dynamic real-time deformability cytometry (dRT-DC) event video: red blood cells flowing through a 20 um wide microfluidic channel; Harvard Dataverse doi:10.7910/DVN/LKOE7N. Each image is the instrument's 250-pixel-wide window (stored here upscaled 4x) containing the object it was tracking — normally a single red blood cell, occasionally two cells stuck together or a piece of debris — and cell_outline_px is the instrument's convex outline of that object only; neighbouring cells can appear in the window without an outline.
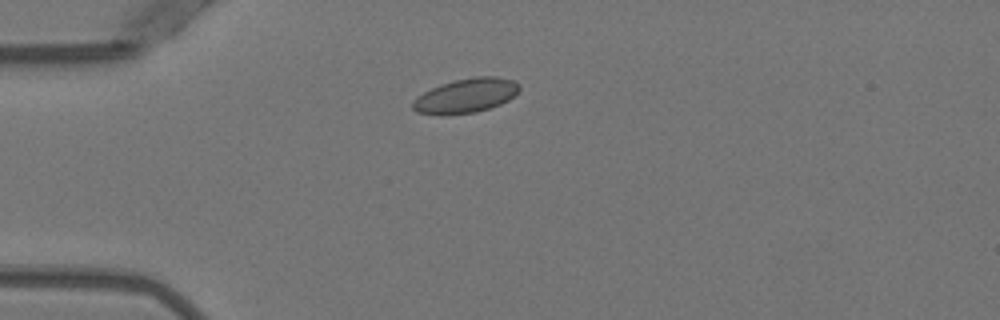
{"species": "Egyptian fruit bat (a non-hibernating species)", "species_latin": "Rousettus aegyptiacus", "temperature_condition": "warm", "stored_images_in_passage": 39, "camera_frame_rate_fps": 3000, "um_per_image_px": 0.085, "animal": {"sex": "female"}, "frame": {"image": 1, "passage_image": 1, "time_ms": 0.0, "image_size_px": [1000, 320], "cell_outline_px": [[520, 88], [508, 100], [500, 104], [476, 112], [444, 116], [440, 116], [416, 112], [412, 108], [412, 100], [416, 96], [440, 84], [456, 80], [476, 76], [496, 76], [516, 80], [520, 84]], "centroid_in_image_um": [39.57, 8.14], "position_along_channel_um": 45.4, "area_um2": 21.62}}
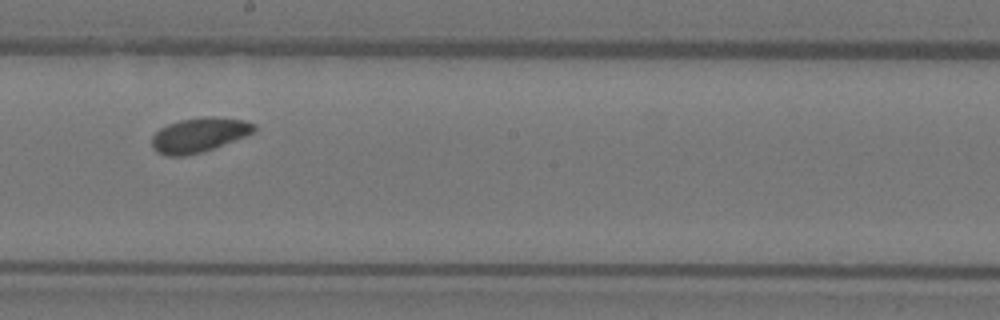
{"frame": {"image": 2, "passage_image": 17, "time_ms": 5.333, "image_size_px": [1000, 320], "cell_outline_px": [[256, 128], [252, 132], [244, 136], [212, 148], [200, 152], [184, 156], [164, 156], [156, 152], [152, 148], [152, 136], [160, 128], [168, 124], [180, 120], [204, 116], [216, 116], [244, 120], [256, 124]], "centroid_in_image_um": [16.88, 11.46], "position_along_channel_um": 231.3, "area_um2": 20.46}}
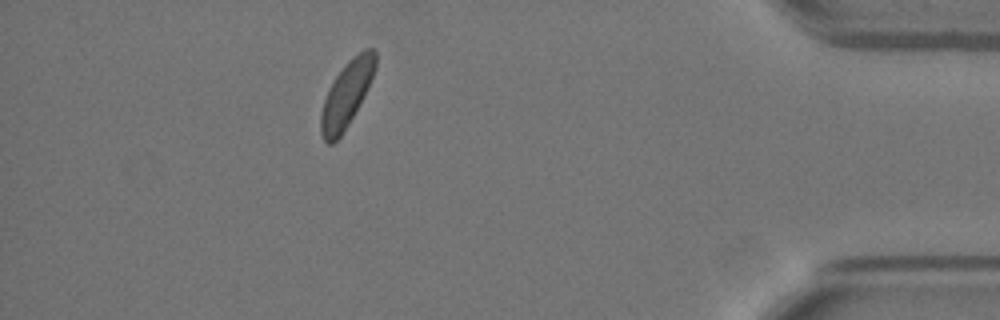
{"frame": {"image": 3, "passage_image": 34, "time_ms": 11.0, "image_size_px": [1000, 320], "cell_outline_px": [[376, 68], [364, 96], [344, 132], [332, 144], [328, 144], [324, 140], [320, 132], [320, 112], [328, 88], [344, 64], [352, 56], [364, 48], [376, 48]], "centroid_in_image_um": [29.46, 7.99], "position_along_channel_um": 405.7, "area_um2": 21.04}, "authors_computed_cell_mechanics": {"area_um2": 20.4034, "velocity_mm_per_s": 3.8987, "shape_relaxation_time_tau1_ms": 2.1334, "shape_relaxation_time_tau2_ms": null, "deformation_change_tau1": 0.033, "deformation_change_tau2": null}}